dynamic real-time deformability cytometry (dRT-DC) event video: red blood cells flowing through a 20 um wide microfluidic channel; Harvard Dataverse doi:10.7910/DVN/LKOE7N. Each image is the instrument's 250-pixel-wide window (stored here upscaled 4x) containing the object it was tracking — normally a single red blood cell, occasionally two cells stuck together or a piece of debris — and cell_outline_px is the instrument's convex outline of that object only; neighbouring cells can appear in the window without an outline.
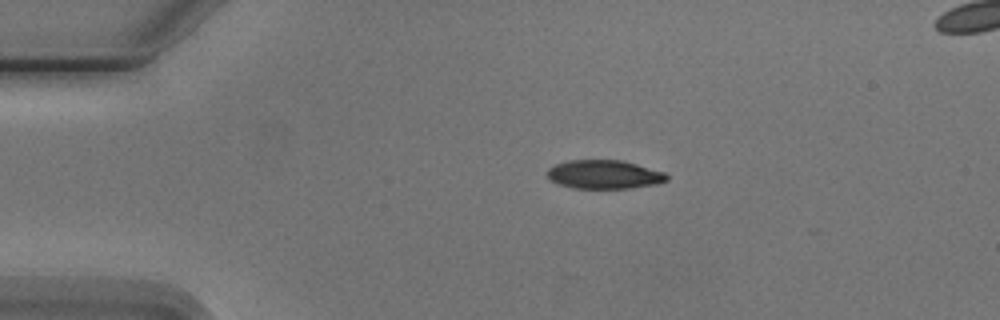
{"species": "Egyptian fruit bat (a non-hibernating species)", "species_latin": "Rousettus aegyptiacus", "temperature_condition": "cold", "stored_images_in_passage": 3, "segment_of_instrument_passage": [1, 2], "camera_frame_rate_fps": 3000, "um_per_image_px": 0.085, "animal": {"sex": "male"}, "frame": {"image": 1, "passage_image": 1, "time_ms": 0.0, "image_size_px": [1000, 320], "cell_outline_px": [[668, 180], [656, 184], [632, 188], [572, 188], [556, 184], [548, 180], [548, 168], [556, 164], [568, 160], [624, 160], [664, 172], [668, 176]], "centroid_in_image_um": [51.34, 14.83], "position_along_channel_um": 33.7, "area_um2": 20.17}}